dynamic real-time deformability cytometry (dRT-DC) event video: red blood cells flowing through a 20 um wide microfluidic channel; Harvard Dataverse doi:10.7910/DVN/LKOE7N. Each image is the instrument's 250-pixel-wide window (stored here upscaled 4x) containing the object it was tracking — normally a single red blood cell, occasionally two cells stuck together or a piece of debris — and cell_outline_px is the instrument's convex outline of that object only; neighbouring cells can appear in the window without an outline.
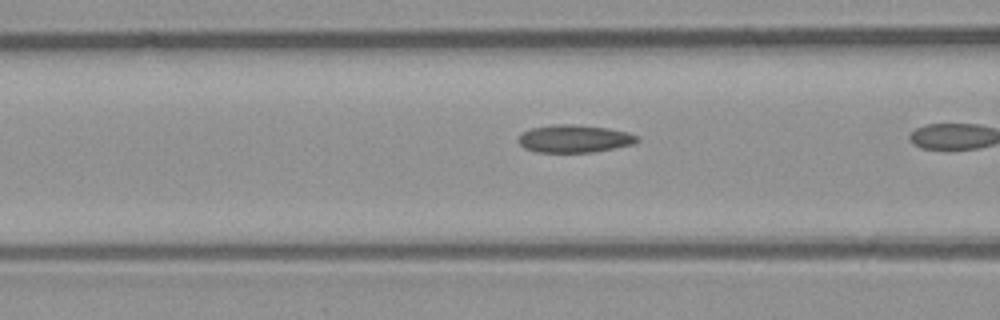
{"species": "common noctule bat (a hibernating species)", "species_latin": "Nyctalus noctula", "temperature_condition": "room temperature", "stored_images_in_passage": 13, "camera_frame_rate_fps": 3000, "um_per_image_px": 0.085, "animal": {"sex": "male", "body_mass_g": 23.1, "forearm_length_mm": 52.7}, "frame": {"image": 1, "passage_image": 3, "time_ms": 0.667, "image_size_px": [1000, 320], "cell_outline_px": [[640, 140], [632, 144], [592, 152], [536, 152], [524, 148], [516, 140], [524, 132], [532, 128], [552, 124], [572, 124], [608, 128], [628, 132], [636, 136]], "centroid_in_image_um": [48.79, 11.78], "position_along_channel_um": 117.8, "area_um2": 19.02}}
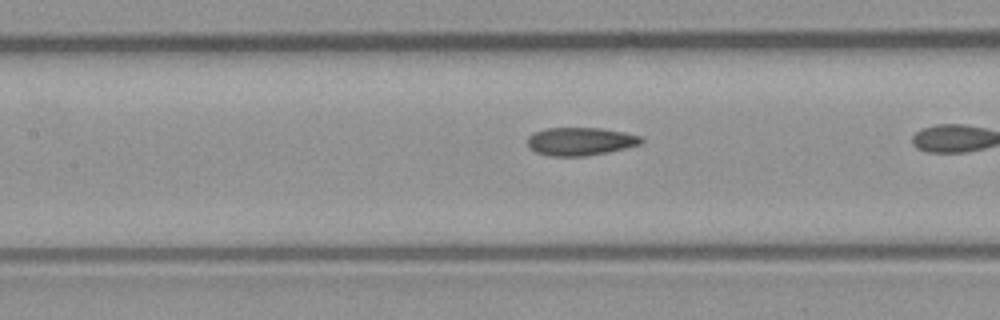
{"frame": {"image": 2, "passage_image": 6, "time_ms": 1.667, "image_size_px": [1000, 320], "cell_outline_px": [[644, 140], [640, 144], [608, 152], [584, 156], [548, 156], [536, 152], [528, 144], [528, 136], [536, 132], [548, 128], [600, 128], [624, 132], [640, 136]], "centroid_in_image_um": [49.34, 12.02], "position_along_channel_um": 158.1, "area_um2": 18.38}}